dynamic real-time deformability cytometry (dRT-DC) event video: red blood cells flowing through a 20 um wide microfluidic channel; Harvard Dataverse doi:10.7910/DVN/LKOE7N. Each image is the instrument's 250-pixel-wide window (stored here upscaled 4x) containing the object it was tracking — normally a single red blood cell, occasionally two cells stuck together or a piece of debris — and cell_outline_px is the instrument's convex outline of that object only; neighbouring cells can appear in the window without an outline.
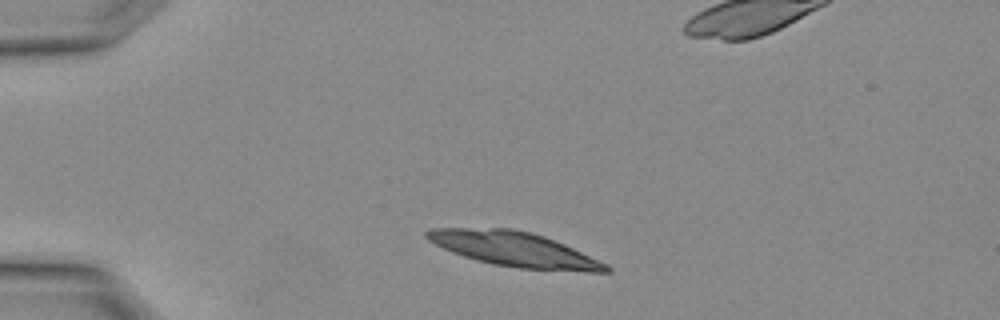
{"species": "Egyptian fruit bat (a non-hibernating species)", "species_latin": "Rousettus aegyptiacus", "temperature_condition": "warm", "stored_images_in_passage": 2, "camera_frame_rate_fps": 3000, "um_per_image_px": 0.085, "animal": {"sex": "female"}, "frame": {"image": 1, "passage_image": 1, "time_ms": 0.0, "image_size_px": [1000, 320], "cell_outline_px": [[612, 272], [584, 272], [520, 268], [492, 264], [464, 256], [452, 252], [428, 240], [424, 236], [424, 232], [432, 228], [512, 228], [532, 232], [544, 236], [564, 244], [608, 264], [612, 268]], "centroid_in_image_um": [43.75, 21.19], "position_along_channel_um": 41.2, "area_um2": 36.13}}